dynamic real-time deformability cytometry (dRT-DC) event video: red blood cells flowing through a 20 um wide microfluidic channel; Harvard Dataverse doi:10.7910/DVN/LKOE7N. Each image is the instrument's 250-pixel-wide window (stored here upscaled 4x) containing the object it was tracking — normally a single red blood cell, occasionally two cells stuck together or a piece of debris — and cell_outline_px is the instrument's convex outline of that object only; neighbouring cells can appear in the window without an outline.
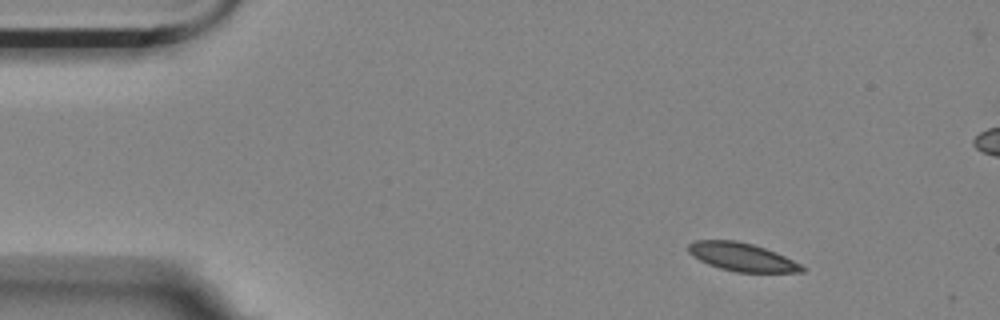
{"species": "Egyptian fruit bat (a non-hibernating species)", "species_latin": "Rousettus aegyptiacus", "temperature_condition": "room temperature", "stored_images_in_passage": 5, "camera_frame_rate_fps": 3000, "um_per_image_px": 0.085, "animal": {"sex": "female"}, "frame": {"image": 1, "passage_image": 2, "time_ms": 0.333, "image_size_px": [1000, 320], "cell_outline_px": [[808, 268], [804, 272], [736, 272], [720, 268], [708, 264], [692, 256], [688, 252], [688, 244], [696, 240], [736, 240], [752, 244], [776, 252]], "centroid_in_image_um": [63.06, 21.84], "position_along_channel_um": 21.9, "area_um2": 18.67}}